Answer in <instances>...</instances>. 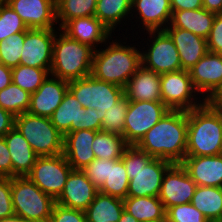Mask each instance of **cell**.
<instances>
[{
  "label": "cell",
  "mask_w": 222,
  "mask_h": 222,
  "mask_svg": "<svg viewBox=\"0 0 222 222\" xmlns=\"http://www.w3.org/2000/svg\"><path fill=\"white\" fill-rule=\"evenodd\" d=\"M69 82L48 75L42 85L31 94L29 114L50 118L56 108L61 104Z\"/></svg>",
  "instance_id": "obj_18"
},
{
  "label": "cell",
  "mask_w": 222,
  "mask_h": 222,
  "mask_svg": "<svg viewBox=\"0 0 222 222\" xmlns=\"http://www.w3.org/2000/svg\"><path fill=\"white\" fill-rule=\"evenodd\" d=\"M131 12L132 19L137 18L139 25L142 24L138 28L141 27L143 33L145 30H164L172 16L170 0H132Z\"/></svg>",
  "instance_id": "obj_21"
},
{
  "label": "cell",
  "mask_w": 222,
  "mask_h": 222,
  "mask_svg": "<svg viewBox=\"0 0 222 222\" xmlns=\"http://www.w3.org/2000/svg\"><path fill=\"white\" fill-rule=\"evenodd\" d=\"M215 16V13L204 8L172 11L171 21L167 27L182 28L207 39Z\"/></svg>",
  "instance_id": "obj_27"
},
{
  "label": "cell",
  "mask_w": 222,
  "mask_h": 222,
  "mask_svg": "<svg viewBox=\"0 0 222 222\" xmlns=\"http://www.w3.org/2000/svg\"><path fill=\"white\" fill-rule=\"evenodd\" d=\"M14 215L11 195V178L0 177V219Z\"/></svg>",
  "instance_id": "obj_43"
},
{
  "label": "cell",
  "mask_w": 222,
  "mask_h": 222,
  "mask_svg": "<svg viewBox=\"0 0 222 222\" xmlns=\"http://www.w3.org/2000/svg\"><path fill=\"white\" fill-rule=\"evenodd\" d=\"M222 154V126L218 115L204 103L188 111L186 156Z\"/></svg>",
  "instance_id": "obj_5"
},
{
  "label": "cell",
  "mask_w": 222,
  "mask_h": 222,
  "mask_svg": "<svg viewBox=\"0 0 222 222\" xmlns=\"http://www.w3.org/2000/svg\"><path fill=\"white\" fill-rule=\"evenodd\" d=\"M97 192L98 189L82 170H72L62 193L56 199V203L68 208L85 211L94 201Z\"/></svg>",
  "instance_id": "obj_20"
},
{
  "label": "cell",
  "mask_w": 222,
  "mask_h": 222,
  "mask_svg": "<svg viewBox=\"0 0 222 222\" xmlns=\"http://www.w3.org/2000/svg\"><path fill=\"white\" fill-rule=\"evenodd\" d=\"M169 110L162 101H129L123 129L126 143L137 145Z\"/></svg>",
  "instance_id": "obj_12"
},
{
  "label": "cell",
  "mask_w": 222,
  "mask_h": 222,
  "mask_svg": "<svg viewBox=\"0 0 222 222\" xmlns=\"http://www.w3.org/2000/svg\"><path fill=\"white\" fill-rule=\"evenodd\" d=\"M167 222H209L193 204H180L166 210Z\"/></svg>",
  "instance_id": "obj_40"
},
{
  "label": "cell",
  "mask_w": 222,
  "mask_h": 222,
  "mask_svg": "<svg viewBox=\"0 0 222 222\" xmlns=\"http://www.w3.org/2000/svg\"><path fill=\"white\" fill-rule=\"evenodd\" d=\"M203 8L215 14L222 13V0H202Z\"/></svg>",
  "instance_id": "obj_50"
},
{
  "label": "cell",
  "mask_w": 222,
  "mask_h": 222,
  "mask_svg": "<svg viewBox=\"0 0 222 222\" xmlns=\"http://www.w3.org/2000/svg\"><path fill=\"white\" fill-rule=\"evenodd\" d=\"M25 32H19L0 41V63L14 68L20 65Z\"/></svg>",
  "instance_id": "obj_38"
},
{
  "label": "cell",
  "mask_w": 222,
  "mask_h": 222,
  "mask_svg": "<svg viewBox=\"0 0 222 222\" xmlns=\"http://www.w3.org/2000/svg\"><path fill=\"white\" fill-rule=\"evenodd\" d=\"M188 72L202 98L215 96L222 89V54L207 52Z\"/></svg>",
  "instance_id": "obj_16"
},
{
  "label": "cell",
  "mask_w": 222,
  "mask_h": 222,
  "mask_svg": "<svg viewBox=\"0 0 222 222\" xmlns=\"http://www.w3.org/2000/svg\"><path fill=\"white\" fill-rule=\"evenodd\" d=\"M8 0H0V3H4L7 2Z\"/></svg>",
  "instance_id": "obj_54"
},
{
  "label": "cell",
  "mask_w": 222,
  "mask_h": 222,
  "mask_svg": "<svg viewBox=\"0 0 222 222\" xmlns=\"http://www.w3.org/2000/svg\"><path fill=\"white\" fill-rule=\"evenodd\" d=\"M205 103L218 115L222 126V98H207Z\"/></svg>",
  "instance_id": "obj_49"
},
{
  "label": "cell",
  "mask_w": 222,
  "mask_h": 222,
  "mask_svg": "<svg viewBox=\"0 0 222 222\" xmlns=\"http://www.w3.org/2000/svg\"><path fill=\"white\" fill-rule=\"evenodd\" d=\"M121 159L130 179L127 197H158L164 174L173 163L153 158L136 145H129Z\"/></svg>",
  "instance_id": "obj_3"
},
{
  "label": "cell",
  "mask_w": 222,
  "mask_h": 222,
  "mask_svg": "<svg viewBox=\"0 0 222 222\" xmlns=\"http://www.w3.org/2000/svg\"><path fill=\"white\" fill-rule=\"evenodd\" d=\"M207 40L208 52L222 54V13L216 14Z\"/></svg>",
  "instance_id": "obj_44"
},
{
  "label": "cell",
  "mask_w": 222,
  "mask_h": 222,
  "mask_svg": "<svg viewBox=\"0 0 222 222\" xmlns=\"http://www.w3.org/2000/svg\"><path fill=\"white\" fill-rule=\"evenodd\" d=\"M124 95L129 101H162L160 75L141 65L128 80Z\"/></svg>",
  "instance_id": "obj_25"
},
{
  "label": "cell",
  "mask_w": 222,
  "mask_h": 222,
  "mask_svg": "<svg viewBox=\"0 0 222 222\" xmlns=\"http://www.w3.org/2000/svg\"><path fill=\"white\" fill-rule=\"evenodd\" d=\"M57 30L28 29L20 58V65L50 69L52 65L53 42Z\"/></svg>",
  "instance_id": "obj_14"
},
{
  "label": "cell",
  "mask_w": 222,
  "mask_h": 222,
  "mask_svg": "<svg viewBox=\"0 0 222 222\" xmlns=\"http://www.w3.org/2000/svg\"><path fill=\"white\" fill-rule=\"evenodd\" d=\"M123 211V199L98 191L84 212L87 222H118Z\"/></svg>",
  "instance_id": "obj_29"
},
{
  "label": "cell",
  "mask_w": 222,
  "mask_h": 222,
  "mask_svg": "<svg viewBox=\"0 0 222 222\" xmlns=\"http://www.w3.org/2000/svg\"><path fill=\"white\" fill-rule=\"evenodd\" d=\"M56 29L50 75L68 82L91 75L95 50Z\"/></svg>",
  "instance_id": "obj_4"
},
{
  "label": "cell",
  "mask_w": 222,
  "mask_h": 222,
  "mask_svg": "<svg viewBox=\"0 0 222 222\" xmlns=\"http://www.w3.org/2000/svg\"><path fill=\"white\" fill-rule=\"evenodd\" d=\"M15 126V116L0 107V137H4Z\"/></svg>",
  "instance_id": "obj_47"
},
{
  "label": "cell",
  "mask_w": 222,
  "mask_h": 222,
  "mask_svg": "<svg viewBox=\"0 0 222 222\" xmlns=\"http://www.w3.org/2000/svg\"><path fill=\"white\" fill-rule=\"evenodd\" d=\"M129 100L124 95L116 104L105 112L102 120V131L123 136L125 117L128 111Z\"/></svg>",
  "instance_id": "obj_37"
},
{
  "label": "cell",
  "mask_w": 222,
  "mask_h": 222,
  "mask_svg": "<svg viewBox=\"0 0 222 222\" xmlns=\"http://www.w3.org/2000/svg\"><path fill=\"white\" fill-rule=\"evenodd\" d=\"M188 111L169 110L136 145L153 158L181 163L186 157Z\"/></svg>",
  "instance_id": "obj_1"
},
{
  "label": "cell",
  "mask_w": 222,
  "mask_h": 222,
  "mask_svg": "<svg viewBox=\"0 0 222 222\" xmlns=\"http://www.w3.org/2000/svg\"><path fill=\"white\" fill-rule=\"evenodd\" d=\"M97 132L82 129L64 136L63 154L73 170H82L95 159L92 142Z\"/></svg>",
  "instance_id": "obj_23"
},
{
  "label": "cell",
  "mask_w": 222,
  "mask_h": 222,
  "mask_svg": "<svg viewBox=\"0 0 222 222\" xmlns=\"http://www.w3.org/2000/svg\"><path fill=\"white\" fill-rule=\"evenodd\" d=\"M0 222H28L21 218L20 216L14 215L8 218L0 219Z\"/></svg>",
  "instance_id": "obj_52"
},
{
  "label": "cell",
  "mask_w": 222,
  "mask_h": 222,
  "mask_svg": "<svg viewBox=\"0 0 222 222\" xmlns=\"http://www.w3.org/2000/svg\"><path fill=\"white\" fill-rule=\"evenodd\" d=\"M4 139L12 161L13 177L27 176L31 172L38 156L29 142L15 127L4 136Z\"/></svg>",
  "instance_id": "obj_26"
},
{
  "label": "cell",
  "mask_w": 222,
  "mask_h": 222,
  "mask_svg": "<svg viewBox=\"0 0 222 222\" xmlns=\"http://www.w3.org/2000/svg\"><path fill=\"white\" fill-rule=\"evenodd\" d=\"M191 203L209 222L222 220V188L196 186Z\"/></svg>",
  "instance_id": "obj_30"
},
{
  "label": "cell",
  "mask_w": 222,
  "mask_h": 222,
  "mask_svg": "<svg viewBox=\"0 0 222 222\" xmlns=\"http://www.w3.org/2000/svg\"><path fill=\"white\" fill-rule=\"evenodd\" d=\"M181 165L197 186L222 188V154L186 156Z\"/></svg>",
  "instance_id": "obj_22"
},
{
  "label": "cell",
  "mask_w": 222,
  "mask_h": 222,
  "mask_svg": "<svg viewBox=\"0 0 222 222\" xmlns=\"http://www.w3.org/2000/svg\"><path fill=\"white\" fill-rule=\"evenodd\" d=\"M172 11L197 10L203 8L202 0H170Z\"/></svg>",
  "instance_id": "obj_46"
},
{
  "label": "cell",
  "mask_w": 222,
  "mask_h": 222,
  "mask_svg": "<svg viewBox=\"0 0 222 222\" xmlns=\"http://www.w3.org/2000/svg\"><path fill=\"white\" fill-rule=\"evenodd\" d=\"M14 127L29 142L38 157L63 153L64 136L51 123L50 118L25 112L15 116Z\"/></svg>",
  "instance_id": "obj_7"
},
{
  "label": "cell",
  "mask_w": 222,
  "mask_h": 222,
  "mask_svg": "<svg viewBox=\"0 0 222 222\" xmlns=\"http://www.w3.org/2000/svg\"><path fill=\"white\" fill-rule=\"evenodd\" d=\"M14 213L28 222H49L56 200L27 176L11 178Z\"/></svg>",
  "instance_id": "obj_6"
},
{
  "label": "cell",
  "mask_w": 222,
  "mask_h": 222,
  "mask_svg": "<svg viewBox=\"0 0 222 222\" xmlns=\"http://www.w3.org/2000/svg\"><path fill=\"white\" fill-rule=\"evenodd\" d=\"M60 30L69 38L98 50L103 43L112 39L111 31L96 17H79L67 21ZM101 44V46H99Z\"/></svg>",
  "instance_id": "obj_19"
},
{
  "label": "cell",
  "mask_w": 222,
  "mask_h": 222,
  "mask_svg": "<svg viewBox=\"0 0 222 222\" xmlns=\"http://www.w3.org/2000/svg\"><path fill=\"white\" fill-rule=\"evenodd\" d=\"M82 172L99 190L108 178L109 160L95 158L88 166L82 169Z\"/></svg>",
  "instance_id": "obj_41"
},
{
  "label": "cell",
  "mask_w": 222,
  "mask_h": 222,
  "mask_svg": "<svg viewBox=\"0 0 222 222\" xmlns=\"http://www.w3.org/2000/svg\"><path fill=\"white\" fill-rule=\"evenodd\" d=\"M64 154L37 157L27 177L45 194L55 200L62 193L67 178L72 171Z\"/></svg>",
  "instance_id": "obj_13"
},
{
  "label": "cell",
  "mask_w": 222,
  "mask_h": 222,
  "mask_svg": "<svg viewBox=\"0 0 222 222\" xmlns=\"http://www.w3.org/2000/svg\"><path fill=\"white\" fill-rule=\"evenodd\" d=\"M68 90L83 108L101 110V116L124 96V88L95 79L92 75L69 81Z\"/></svg>",
  "instance_id": "obj_9"
},
{
  "label": "cell",
  "mask_w": 222,
  "mask_h": 222,
  "mask_svg": "<svg viewBox=\"0 0 222 222\" xmlns=\"http://www.w3.org/2000/svg\"><path fill=\"white\" fill-rule=\"evenodd\" d=\"M117 40L116 36L111 42L108 40L104 43L103 47L106 48L94 51L91 75L97 80L125 88L142 65L141 49L135 44L125 45L127 42Z\"/></svg>",
  "instance_id": "obj_2"
},
{
  "label": "cell",
  "mask_w": 222,
  "mask_h": 222,
  "mask_svg": "<svg viewBox=\"0 0 222 222\" xmlns=\"http://www.w3.org/2000/svg\"><path fill=\"white\" fill-rule=\"evenodd\" d=\"M49 222H87L85 212L55 203Z\"/></svg>",
  "instance_id": "obj_42"
},
{
  "label": "cell",
  "mask_w": 222,
  "mask_h": 222,
  "mask_svg": "<svg viewBox=\"0 0 222 222\" xmlns=\"http://www.w3.org/2000/svg\"><path fill=\"white\" fill-rule=\"evenodd\" d=\"M131 10L132 0H97L94 16L114 34L116 27L125 19L132 20L129 18Z\"/></svg>",
  "instance_id": "obj_31"
},
{
  "label": "cell",
  "mask_w": 222,
  "mask_h": 222,
  "mask_svg": "<svg viewBox=\"0 0 222 222\" xmlns=\"http://www.w3.org/2000/svg\"><path fill=\"white\" fill-rule=\"evenodd\" d=\"M12 82V68L0 63V91Z\"/></svg>",
  "instance_id": "obj_48"
},
{
  "label": "cell",
  "mask_w": 222,
  "mask_h": 222,
  "mask_svg": "<svg viewBox=\"0 0 222 222\" xmlns=\"http://www.w3.org/2000/svg\"><path fill=\"white\" fill-rule=\"evenodd\" d=\"M50 74V69L18 65L12 68V82L23 90L34 93Z\"/></svg>",
  "instance_id": "obj_36"
},
{
  "label": "cell",
  "mask_w": 222,
  "mask_h": 222,
  "mask_svg": "<svg viewBox=\"0 0 222 222\" xmlns=\"http://www.w3.org/2000/svg\"><path fill=\"white\" fill-rule=\"evenodd\" d=\"M27 30L28 27L12 7L6 2L0 3V41Z\"/></svg>",
  "instance_id": "obj_39"
},
{
  "label": "cell",
  "mask_w": 222,
  "mask_h": 222,
  "mask_svg": "<svg viewBox=\"0 0 222 222\" xmlns=\"http://www.w3.org/2000/svg\"><path fill=\"white\" fill-rule=\"evenodd\" d=\"M118 222H139V221L135 219L130 213L124 210Z\"/></svg>",
  "instance_id": "obj_51"
},
{
  "label": "cell",
  "mask_w": 222,
  "mask_h": 222,
  "mask_svg": "<svg viewBox=\"0 0 222 222\" xmlns=\"http://www.w3.org/2000/svg\"><path fill=\"white\" fill-rule=\"evenodd\" d=\"M50 120L63 136L82 129L102 131L101 110L83 108L69 90Z\"/></svg>",
  "instance_id": "obj_8"
},
{
  "label": "cell",
  "mask_w": 222,
  "mask_h": 222,
  "mask_svg": "<svg viewBox=\"0 0 222 222\" xmlns=\"http://www.w3.org/2000/svg\"><path fill=\"white\" fill-rule=\"evenodd\" d=\"M124 210L139 222H158L166 220V209L158 197H126Z\"/></svg>",
  "instance_id": "obj_28"
},
{
  "label": "cell",
  "mask_w": 222,
  "mask_h": 222,
  "mask_svg": "<svg viewBox=\"0 0 222 222\" xmlns=\"http://www.w3.org/2000/svg\"><path fill=\"white\" fill-rule=\"evenodd\" d=\"M209 98H222V89L215 96Z\"/></svg>",
  "instance_id": "obj_53"
},
{
  "label": "cell",
  "mask_w": 222,
  "mask_h": 222,
  "mask_svg": "<svg viewBox=\"0 0 222 222\" xmlns=\"http://www.w3.org/2000/svg\"><path fill=\"white\" fill-rule=\"evenodd\" d=\"M128 146L123 136L104 131H98L92 142L95 158L106 160L121 159Z\"/></svg>",
  "instance_id": "obj_32"
},
{
  "label": "cell",
  "mask_w": 222,
  "mask_h": 222,
  "mask_svg": "<svg viewBox=\"0 0 222 222\" xmlns=\"http://www.w3.org/2000/svg\"><path fill=\"white\" fill-rule=\"evenodd\" d=\"M147 33V50L141 48L142 66L159 75L181 70L180 56L170 35L165 30H150Z\"/></svg>",
  "instance_id": "obj_11"
},
{
  "label": "cell",
  "mask_w": 222,
  "mask_h": 222,
  "mask_svg": "<svg viewBox=\"0 0 222 222\" xmlns=\"http://www.w3.org/2000/svg\"><path fill=\"white\" fill-rule=\"evenodd\" d=\"M164 30L177 48L182 70L191 69L208 52L205 38L177 27H166Z\"/></svg>",
  "instance_id": "obj_24"
},
{
  "label": "cell",
  "mask_w": 222,
  "mask_h": 222,
  "mask_svg": "<svg viewBox=\"0 0 222 222\" xmlns=\"http://www.w3.org/2000/svg\"><path fill=\"white\" fill-rule=\"evenodd\" d=\"M31 94L13 82L0 91V107L14 116L29 110Z\"/></svg>",
  "instance_id": "obj_35"
},
{
  "label": "cell",
  "mask_w": 222,
  "mask_h": 222,
  "mask_svg": "<svg viewBox=\"0 0 222 222\" xmlns=\"http://www.w3.org/2000/svg\"><path fill=\"white\" fill-rule=\"evenodd\" d=\"M129 180L123 160H109L108 178L98 191L125 199L128 193Z\"/></svg>",
  "instance_id": "obj_33"
},
{
  "label": "cell",
  "mask_w": 222,
  "mask_h": 222,
  "mask_svg": "<svg viewBox=\"0 0 222 222\" xmlns=\"http://www.w3.org/2000/svg\"><path fill=\"white\" fill-rule=\"evenodd\" d=\"M0 177H13V166L4 137H0Z\"/></svg>",
  "instance_id": "obj_45"
},
{
  "label": "cell",
  "mask_w": 222,
  "mask_h": 222,
  "mask_svg": "<svg viewBox=\"0 0 222 222\" xmlns=\"http://www.w3.org/2000/svg\"><path fill=\"white\" fill-rule=\"evenodd\" d=\"M97 0H56V21L60 29L67 21L94 16Z\"/></svg>",
  "instance_id": "obj_34"
},
{
  "label": "cell",
  "mask_w": 222,
  "mask_h": 222,
  "mask_svg": "<svg viewBox=\"0 0 222 222\" xmlns=\"http://www.w3.org/2000/svg\"><path fill=\"white\" fill-rule=\"evenodd\" d=\"M160 89L162 102L170 110L189 111L206 102L195 89L187 70L161 74Z\"/></svg>",
  "instance_id": "obj_10"
},
{
  "label": "cell",
  "mask_w": 222,
  "mask_h": 222,
  "mask_svg": "<svg viewBox=\"0 0 222 222\" xmlns=\"http://www.w3.org/2000/svg\"><path fill=\"white\" fill-rule=\"evenodd\" d=\"M28 29L56 28V0H8Z\"/></svg>",
  "instance_id": "obj_17"
},
{
  "label": "cell",
  "mask_w": 222,
  "mask_h": 222,
  "mask_svg": "<svg viewBox=\"0 0 222 222\" xmlns=\"http://www.w3.org/2000/svg\"><path fill=\"white\" fill-rule=\"evenodd\" d=\"M196 186L181 163H173L164 174L158 198L166 210L187 204L191 202Z\"/></svg>",
  "instance_id": "obj_15"
}]
</instances>
